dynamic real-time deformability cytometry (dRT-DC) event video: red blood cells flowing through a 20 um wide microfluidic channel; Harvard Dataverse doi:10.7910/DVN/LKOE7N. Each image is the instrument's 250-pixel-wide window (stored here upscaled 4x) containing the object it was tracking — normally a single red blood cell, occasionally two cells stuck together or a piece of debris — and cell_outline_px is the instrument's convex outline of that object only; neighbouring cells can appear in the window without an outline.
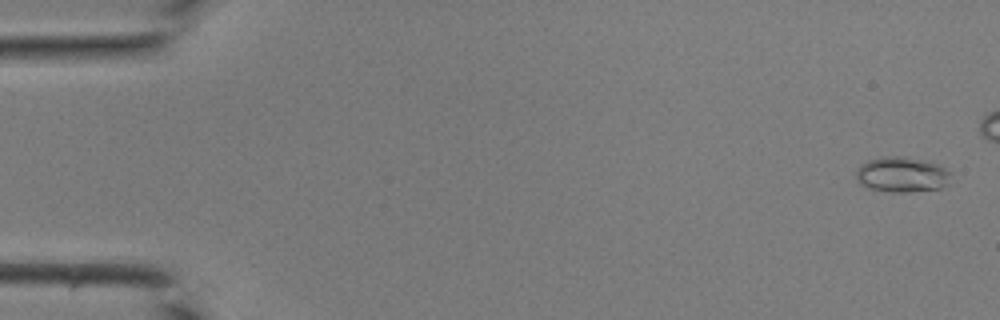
{"species": "common noctule bat (a hibernating species)", "species_latin": "Nyctalus noctula", "temperature_condition": "room temperature", "stored_images_in_passage": 38, "camera_frame_rate_fps": 3000, "um_per_image_px": 0.085, "animal": {"sex": "male", "body_mass_g": 19.0, "forearm_length_mm": 50.8}, "frame": {"image": 1, "passage_image": 2, "time_ms": 0.333, "image_size_px": [1000, 320], "cell_outline_px": [[952, 172], [948, 184], [940, 188], [908, 192], [892, 192], [868, 188], [860, 184], [856, 180], [856, 168], [868, 160], [884, 156], [900, 156], [936, 164]], "centroid_in_image_um": [76.63, 14.85], "position_along_channel_um": 8.4, "area_um2": 19.42}}
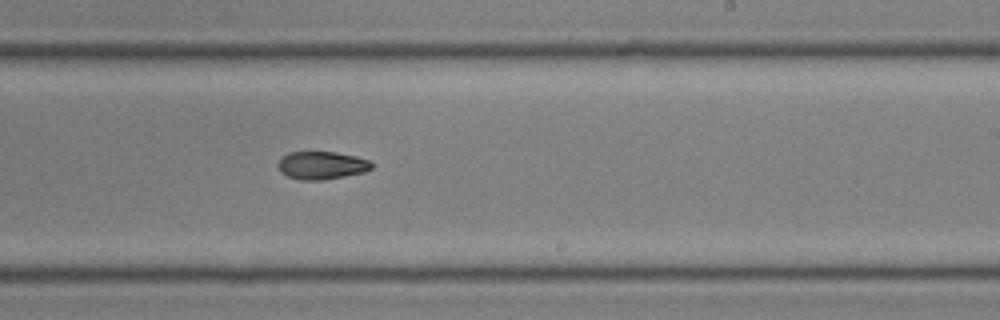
{"frame": {"image": 2, "passage_image": 27, "time_ms": 8.667, "image_size_px": [1000, 320], "cell_outline_px": [[372, 168], [364, 172], [344, 176], [320, 180], [300, 180], [288, 176], [280, 172], [276, 164], [288, 152], [336, 152], [356, 156], [368, 160], [372, 164]], "centroid_in_image_um": [27.32, 14.05], "position_along_channel_um": 261.7, "area_um2": 15.14}}
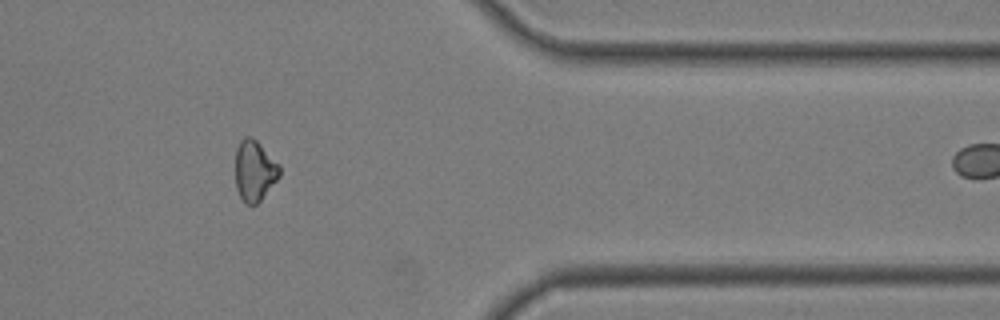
{"frame": {"image": 3, "passage_image": 36, "time_ms": 11.667, "image_size_px": [1000, 320], "cell_outline_px": [[280, 176], [260, 200], [256, 204], [244, 204], [236, 188], [236, 148], [240, 140], [244, 136], [252, 136], [280, 164]], "centroid_in_image_um": [21.63, 14.49], "position_along_channel_um": 389.8, "area_um2": 15.66}}